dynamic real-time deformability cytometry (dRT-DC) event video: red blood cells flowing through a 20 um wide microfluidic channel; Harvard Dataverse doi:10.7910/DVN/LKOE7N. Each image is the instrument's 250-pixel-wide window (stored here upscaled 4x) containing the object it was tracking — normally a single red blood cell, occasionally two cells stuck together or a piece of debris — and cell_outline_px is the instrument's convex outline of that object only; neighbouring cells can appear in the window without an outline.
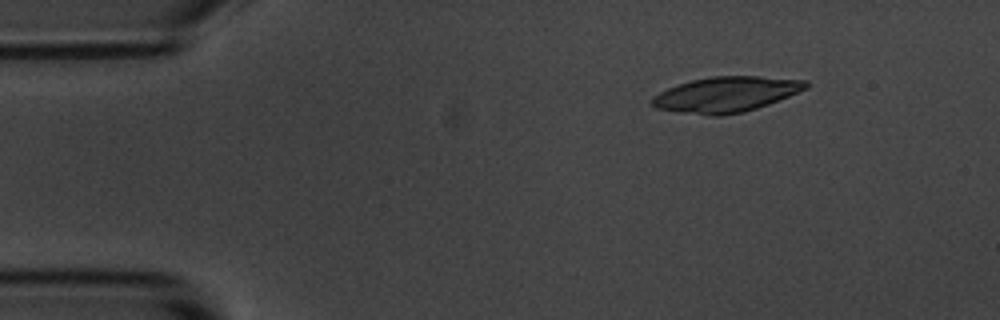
{"species": "common noctule bat (a hibernating species)", "species_latin": "Nyctalus noctula", "temperature_condition": "room temperature", "stored_images_in_passage": 5, "segment_of_instrument_passage": [1, 2], "camera_frame_rate_fps": 3000, "um_per_image_px": 0.085, "animal": {"sex": "male", "body_mass_g": 20.1, "forearm_length_mm": 53.5}, "frame": {"image": 1, "passage_image": 2, "time_ms": 2.0, "image_size_px": [1000, 320], "cell_outline_px": [[808, 88], [768, 104], [744, 112], [720, 116], [708, 116], [680, 112], [656, 108], [652, 104], [652, 96], [668, 88], [692, 80], [712, 76], [760, 76], [808, 80]], "centroid_in_image_um": [61.73, 8.02], "position_along_channel_um": 23.3, "area_um2": 31.62}}